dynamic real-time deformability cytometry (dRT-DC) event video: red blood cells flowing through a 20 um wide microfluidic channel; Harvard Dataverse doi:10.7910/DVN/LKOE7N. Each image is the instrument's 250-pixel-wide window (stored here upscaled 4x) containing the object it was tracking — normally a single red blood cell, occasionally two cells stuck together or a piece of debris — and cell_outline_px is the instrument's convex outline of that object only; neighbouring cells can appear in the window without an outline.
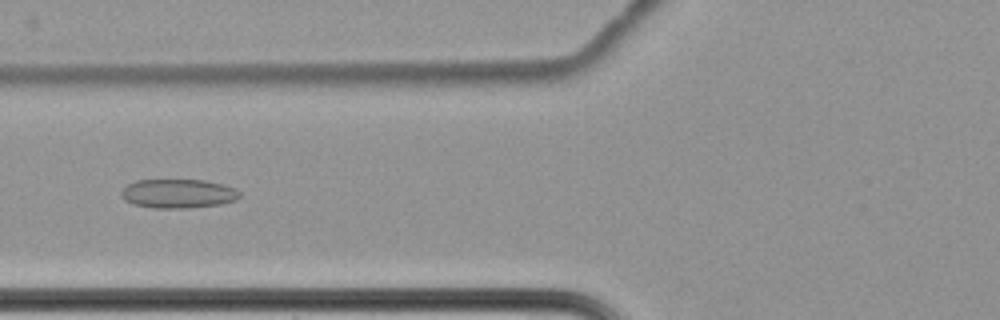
{"species": "common noctule bat (a hibernating species)", "species_latin": "Nyctalus noctula", "temperature_condition": "cold", "stored_images_in_passage": 67, "camera_frame_rate_fps": 3000, "um_per_image_px": 0.085, "animal": {"sex": "female", "body_mass_g": 22.7, "forearm_length_mm": 54.2}, "frame": {"image": 1, "passage_image": 30, "time_ms": 9.667, "image_size_px": [1000, 320], "cell_outline_px": [[240, 196], [236, 200], [220, 204], [188, 208], [152, 208], [132, 204], [124, 200], [120, 192], [128, 184], [136, 180], [204, 180], [224, 184], [236, 188], [240, 192]], "centroid_in_image_um": [15.15, 16.46], "position_along_channel_um": 110.7, "area_um2": 20.17}}
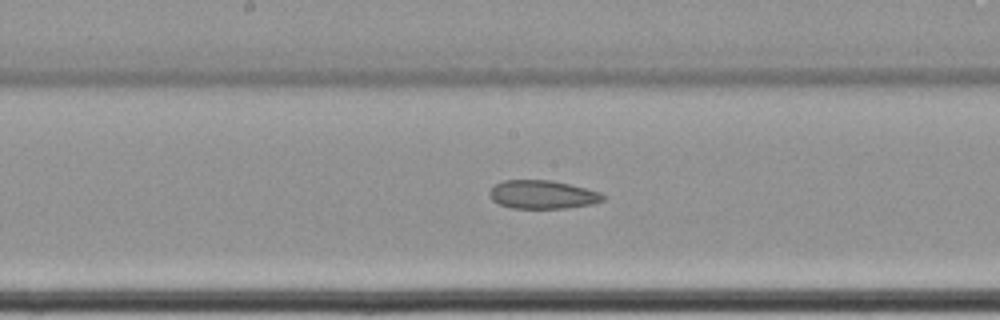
{"frame": {"image": 2, "passage_image": 38, "time_ms": 12.333, "image_size_px": [1000, 320], "cell_outline_px": [[604, 200], [592, 204], [564, 208], [512, 208], [500, 204], [492, 200], [488, 192], [496, 184], [504, 180], [552, 180], [588, 188], [600, 192], [604, 196]], "centroid_in_image_um": [46.12, 16.53], "position_along_channel_um": 202.1, "area_um2": 18.79}}
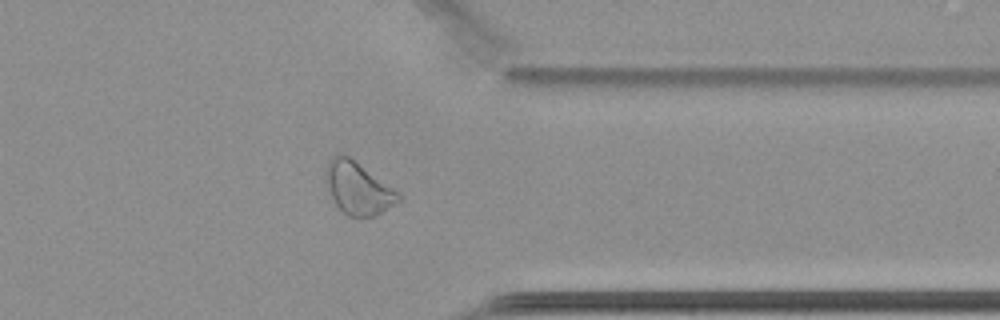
{"frame": {"image": 3, "passage_image": 54, "time_ms": 17.667, "image_size_px": [1000, 320], "cell_outline_px": [[404, 200], [376, 216], [348, 216], [336, 204], [332, 196], [324, 172], [328, 160], [336, 152], [340, 152], [348, 156], [400, 192], [404, 196]], "centroid_in_image_um": [30.49, 15.98], "position_along_channel_um": 380.9, "area_um2": 22.31}}